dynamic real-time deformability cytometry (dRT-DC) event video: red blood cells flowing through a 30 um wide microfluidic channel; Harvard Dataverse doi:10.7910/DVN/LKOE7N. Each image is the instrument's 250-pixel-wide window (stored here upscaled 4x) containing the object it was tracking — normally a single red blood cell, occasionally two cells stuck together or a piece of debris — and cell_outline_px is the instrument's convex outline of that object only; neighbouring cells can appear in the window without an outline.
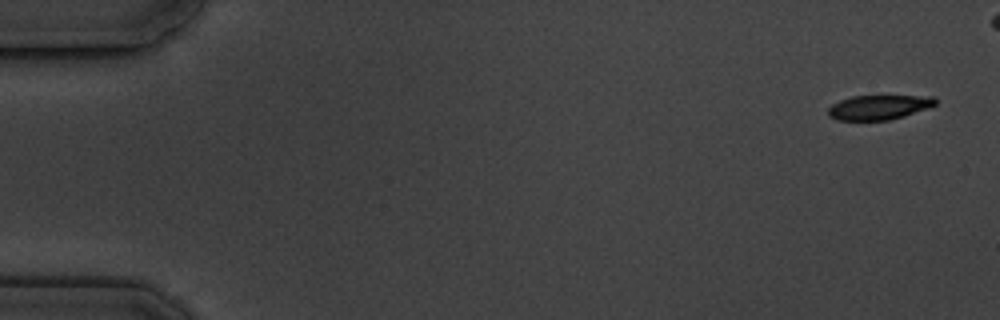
{"species": "common noctule bat (a hibernating species)", "species_latin": "Nyctalus noctula", "temperature_condition": "cold", "stored_images_in_passage": 7, "camera_frame_rate_fps": 3000, "um_per_image_px": 0.085, "animal": {"sex": "male", "body_mass_g": 19.5, "forearm_length_mm": 54.6}, "frame": {"image": 1, "passage_image": 1, "time_ms": 0.0, "image_size_px": [1000, 320], "cell_outline_px": [[936, 104], [928, 108], [904, 116], [888, 120], [836, 120], [828, 116], [828, 108], [832, 104], [840, 100], [852, 96], [932, 96], [936, 100]], "centroid_in_image_um": [74.67, 9.12], "position_along_channel_um": 10.3, "area_um2": 15.32}}